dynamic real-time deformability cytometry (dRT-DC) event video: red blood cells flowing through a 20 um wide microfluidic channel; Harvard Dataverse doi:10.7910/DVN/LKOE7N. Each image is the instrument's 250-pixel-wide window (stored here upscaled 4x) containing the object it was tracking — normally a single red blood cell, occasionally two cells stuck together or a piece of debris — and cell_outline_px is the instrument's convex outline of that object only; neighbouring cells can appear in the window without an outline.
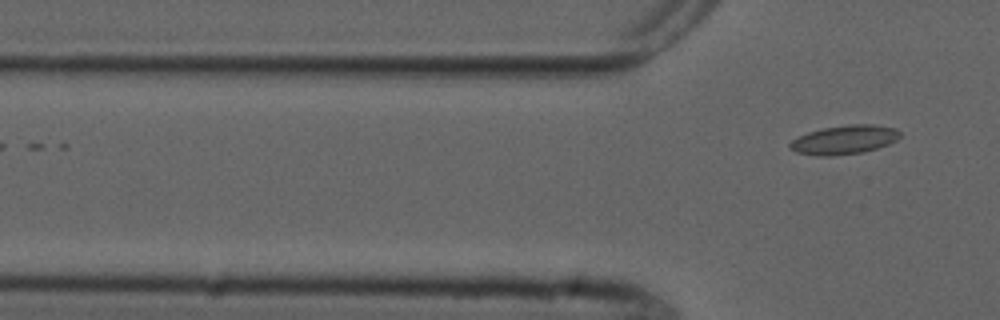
{"species": "common noctule bat (a hibernating species)", "species_latin": "Nyctalus noctula", "temperature_condition": "cold", "stored_images_in_passage": 5, "camera_frame_rate_fps": 3000, "um_per_image_px": 0.085, "animal": {"sex": "male", "forearm_length_mm": 52.5}, "frame": {"image": 1, "passage_image": 5, "time_ms": 4.667, "image_size_px": [1000, 320], "cell_outline_px": [[900, 136], [896, 140], [888, 144], [864, 152], [832, 156], [816, 156], [796, 152], [788, 148], [788, 144], [792, 140], [808, 132], [824, 128], [852, 124], [872, 124], [896, 128], [900, 132]], "centroid_in_image_um": [71.75, 11.89], "position_along_channel_um": 54.1, "area_um2": 18.55}}